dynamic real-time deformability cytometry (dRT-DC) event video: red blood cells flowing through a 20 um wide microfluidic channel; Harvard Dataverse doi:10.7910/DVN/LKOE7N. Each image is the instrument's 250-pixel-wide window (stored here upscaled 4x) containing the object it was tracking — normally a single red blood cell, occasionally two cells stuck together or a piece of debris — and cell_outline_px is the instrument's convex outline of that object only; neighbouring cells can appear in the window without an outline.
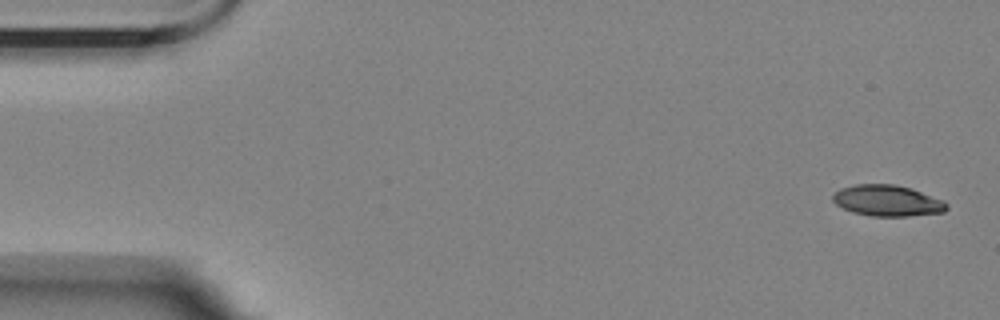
{"species": "Egyptian fruit bat (a non-hibernating species)", "species_latin": "Rousettus aegyptiacus", "temperature_condition": "room temperature", "stored_images_in_passage": 9, "camera_frame_rate_fps": 3000, "um_per_image_px": 0.085, "animal": {"sex": "female"}, "frame": {"image": 1, "passage_image": 1, "time_ms": 0.0, "image_size_px": [1000, 320], "cell_outline_px": [[948, 208], [944, 212], [908, 216], [872, 216], [852, 212], [836, 204], [832, 200], [832, 196], [840, 188], [856, 184], [896, 184], [912, 188], [944, 200], [948, 204]], "centroid_in_image_um": [75.45, 17.05], "position_along_channel_um": 9.5, "area_um2": 20.75}}
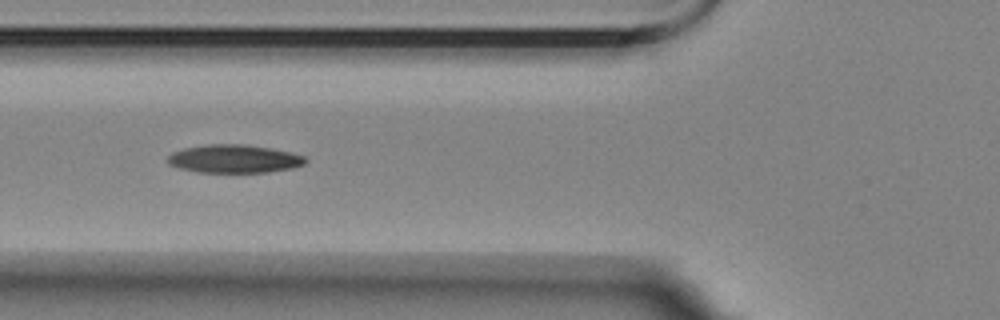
{"frame": {"image": 2, "passage_image": 6, "time_ms": 6.333, "image_size_px": [1000, 320], "cell_outline_px": [[308, 160], [304, 164], [292, 168], [268, 172], [196, 172], [180, 168], [168, 164], [168, 156], [172, 152], [184, 148], [208, 144], [244, 144], [272, 148], [304, 156]], "centroid_in_image_um": [19.89, 13.49], "position_along_channel_um": 105.9, "area_um2": 22.6}}
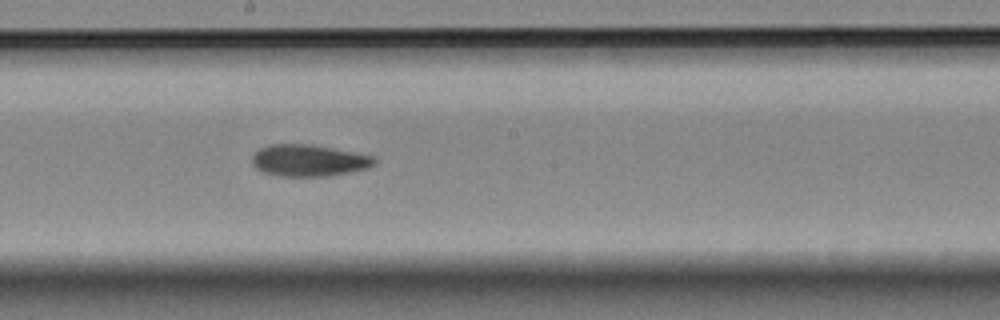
{"frame": {"image": 3, "passage_image": 9, "time_ms": 9.667, "image_size_px": [1000, 320], "cell_outline_px": [[376, 164], [368, 168], [352, 172], [332, 176], [276, 176], [260, 172], [252, 164], [252, 156], [260, 148], [268, 144], [312, 144], [372, 156], [376, 160]], "centroid_in_image_um": [26.22, 13.65], "position_along_channel_um": 222.0, "area_um2": 22.83}}